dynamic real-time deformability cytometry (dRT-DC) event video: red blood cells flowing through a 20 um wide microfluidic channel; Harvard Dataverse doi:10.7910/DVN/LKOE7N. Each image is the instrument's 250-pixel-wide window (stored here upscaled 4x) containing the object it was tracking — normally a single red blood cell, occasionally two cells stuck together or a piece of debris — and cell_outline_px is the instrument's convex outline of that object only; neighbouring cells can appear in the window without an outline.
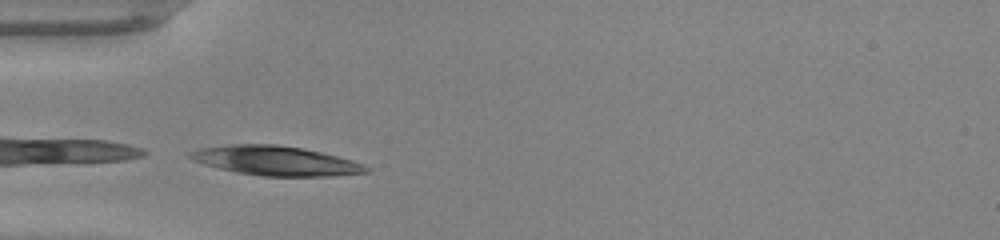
{"species": "common noctule bat (a hibernating species)", "species_latin": "Nyctalus noctula", "temperature_condition": "warm", "stored_images_in_passage": 5, "camera_frame_rate_fps": 3000, "um_per_image_px": 0.085, "animal": {"sex": "male", "body_mass_g": 20.0, "forearm_length_mm": 53.3}, "frame": {"image": 1, "passage_image": 1, "time_ms": 0.0, "image_size_px": [1000, 240], "cell_outline_px": [[372, 168], [368, 172], [332, 176], [260, 176], [236, 172], [204, 164], [192, 160], [188, 156], [188, 152], [200, 148], [232, 144], [276, 144], [300, 148], [320, 152], [352, 160], [364, 164]], "centroid_in_image_um": [23.44, 13.67], "position_along_channel_um": 61.6, "area_um2": 30.11}}
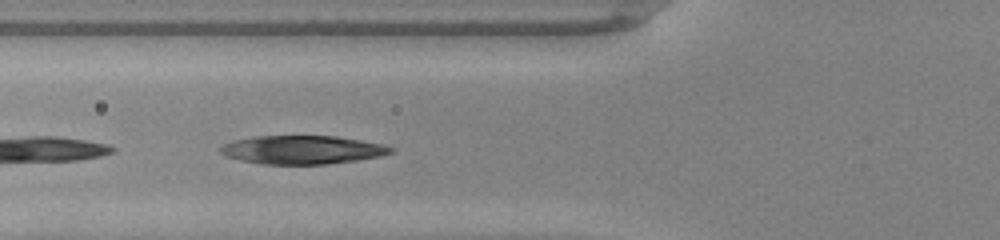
{"frame": {"image": 2, "passage_image": 4, "time_ms": 1.0, "image_size_px": [1000, 240], "cell_outline_px": [[396, 148], [392, 152], [380, 156], [356, 160], [328, 164], [260, 164], [240, 160], [224, 156], [220, 152], [220, 148], [224, 144], [236, 140], [256, 136], [336, 136], [360, 140], [380, 144]], "centroid_in_image_um": [25.68, 12.74], "position_along_channel_um": 100.1, "area_um2": 28.15}}